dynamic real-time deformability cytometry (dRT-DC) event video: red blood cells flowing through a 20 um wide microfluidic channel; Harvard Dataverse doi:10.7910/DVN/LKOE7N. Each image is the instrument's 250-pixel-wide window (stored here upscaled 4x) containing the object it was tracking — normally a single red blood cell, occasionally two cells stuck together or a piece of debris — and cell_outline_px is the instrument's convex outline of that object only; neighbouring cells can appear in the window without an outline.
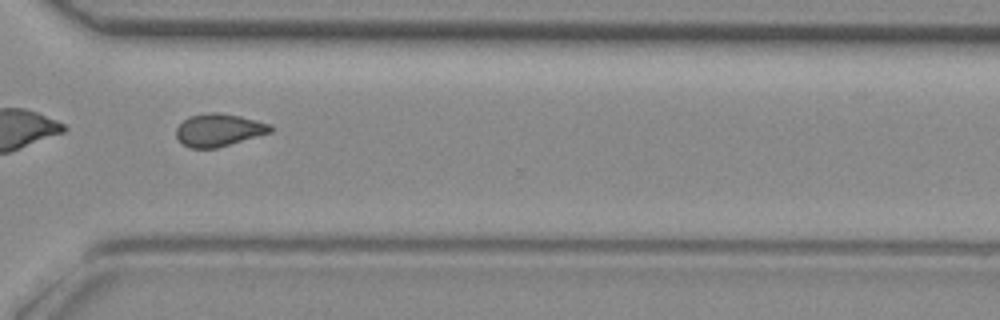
{"species": "common noctule bat (a hibernating species)", "species_latin": "Nyctalus noctula", "temperature_condition": "room temperature", "stored_images_in_passage": 28, "camera_frame_rate_fps": 3000, "um_per_image_px": 0.085, "animal": {"sex": "female", "body_mass_g": 29.2, "forearm_length_mm": 56.3}, "frame": {"image": 1, "passage_image": 20, "time_ms": 6.333, "image_size_px": [1000, 320], "cell_outline_px": [[272, 132], [216, 148], [188, 148], [176, 136], [176, 128], [188, 116], [208, 112], [216, 112], [240, 116], [256, 120], [268, 124], [272, 128]], "centroid_in_image_um": [18.57, 11.05], "position_along_channel_um": 352.0, "area_um2": 17.74}}